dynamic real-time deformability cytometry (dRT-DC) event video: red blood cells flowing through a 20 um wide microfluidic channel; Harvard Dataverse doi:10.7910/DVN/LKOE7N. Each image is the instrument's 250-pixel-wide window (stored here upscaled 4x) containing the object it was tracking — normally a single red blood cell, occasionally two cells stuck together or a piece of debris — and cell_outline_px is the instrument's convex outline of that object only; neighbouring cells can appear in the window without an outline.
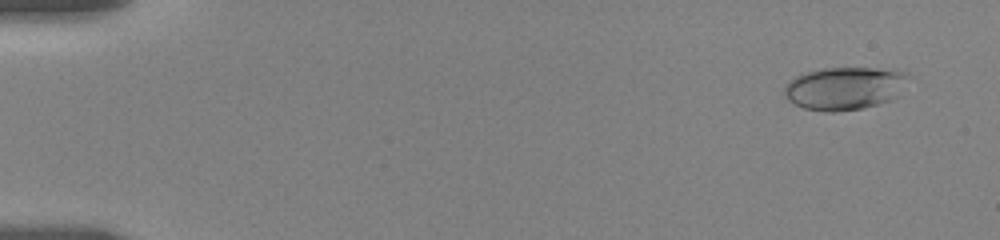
{"species": "human", "species_latin": "Homo sapiens", "temperature_condition": "room temperature", "stored_images_in_passage": 33, "camera_frame_rate_fps": 3000, "um_per_image_px": 0.085, "donor": {"sex": "female"}, "frame": {"image": 1, "passage_image": 2, "time_ms": 1.0, "image_size_px": [1000, 240], "cell_outline_px": [[912, 76], [896, 96], [892, 100], [864, 108], [832, 112], [828, 112], [804, 108], [788, 100], [784, 96], [784, 88], [796, 76], [804, 72], [824, 68], [896, 68], [908, 72]], "centroid_in_image_um": [71.86, 7.48], "position_along_channel_um": 13.1, "area_um2": 31.33}}
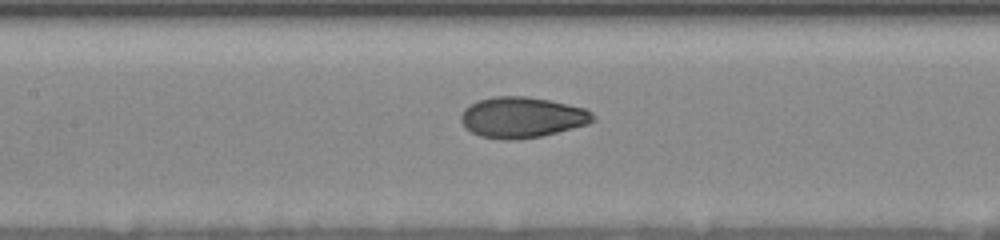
{"frame": {"image": 2, "passage_image": 18, "time_ms": 9.0, "image_size_px": [1000, 240], "cell_outline_px": [[596, 120], [588, 124], [540, 136], [480, 136], [464, 128], [460, 120], [460, 116], [464, 108], [480, 100], [492, 96], [528, 96], [548, 100], [584, 108], [592, 112], [596, 116]], "centroid_in_image_um": [44.39, 9.92], "position_along_channel_um": 163.0, "area_um2": 30.35}}
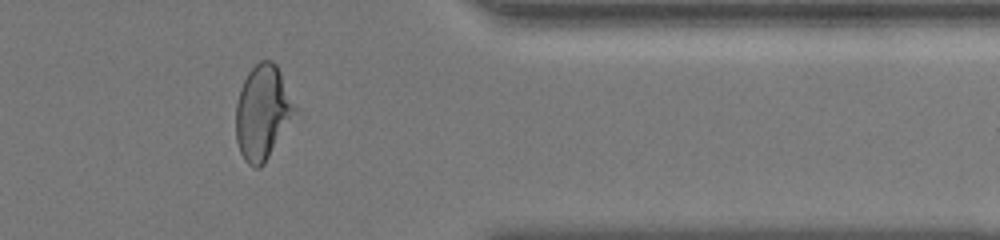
{"frame": {"image": 3, "passage_image": 30, "time_ms": 15.667, "image_size_px": [1000, 240], "cell_outline_px": [[300, 116], [264, 164], [260, 168], [252, 168], [244, 160], [240, 152], [236, 140], [236, 104], [240, 88], [248, 72], [260, 60], [272, 60], [276, 64], [280, 72]], "centroid_in_image_um": [22.38, 9.62], "position_along_channel_um": 389.0, "area_um2": 33.47}, "authors_computed_cell_mechanics": {"area_um2": 30.9808, "velocity_mm_per_s": 3.5699, "shape_relaxation_time_tau1_ms": 4.2662, "shape_relaxation_time_tau2_ms": 1.0311, "deformation_change_tau1": 0.1856, "deformation_change_tau2": 0.0586}}